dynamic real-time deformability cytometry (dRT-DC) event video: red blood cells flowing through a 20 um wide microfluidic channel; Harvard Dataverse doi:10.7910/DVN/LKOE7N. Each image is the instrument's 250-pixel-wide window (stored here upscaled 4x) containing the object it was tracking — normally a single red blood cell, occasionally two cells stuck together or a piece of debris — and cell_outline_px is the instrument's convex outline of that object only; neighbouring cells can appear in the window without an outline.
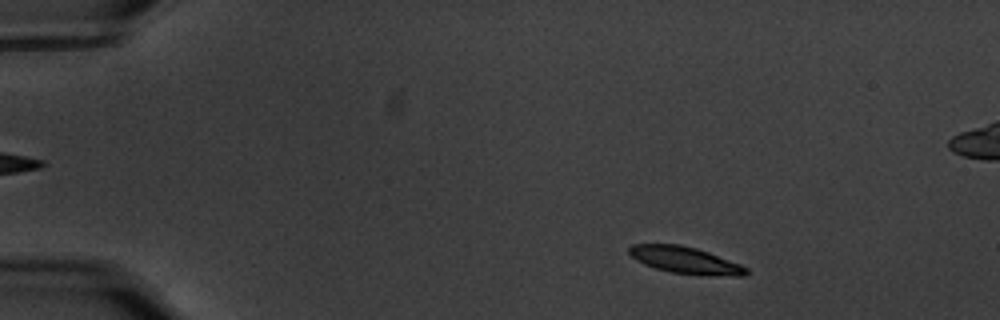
{"species": "common noctule bat (a hibernating species)", "species_latin": "Nyctalus noctula", "temperature_condition": "warm", "stored_images_in_passage": 56, "camera_frame_rate_fps": 3000, "um_per_image_px": 0.085, "animal": {"sex": "male", "body_mass_g": 20.1, "forearm_length_mm": 53.5}, "frame": {"image": 1, "passage_image": 6, "time_ms": 1.667, "image_size_px": [1000, 320], "cell_outline_px": [[748, 272], [744, 276], [700, 276], [672, 272], [656, 268], [644, 264], [636, 260], [628, 252], [628, 248], [632, 244], [680, 244], [696, 248], [708, 252], [740, 264], [748, 268]], "centroid_in_image_um": [58.27, 22.13], "position_along_channel_um": 26.7, "area_um2": 18.44}}
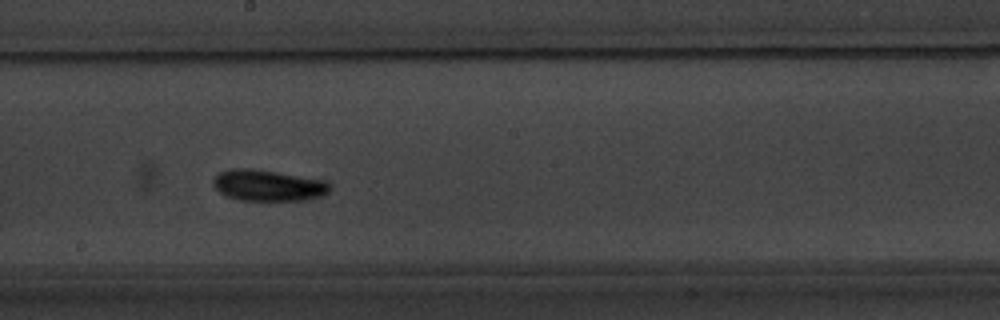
{"frame": {"image": 2, "passage_image": 30, "time_ms": 9.667, "image_size_px": [1000, 320], "cell_outline_px": [[332, 184], [328, 192], [320, 196], [304, 200], [240, 200], [228, 196], [220, 192], [212, 184], [212, 180], [220, 172], [232, 168], [248, 168], [276, 172], [324, 180]], "centroid_in_image_um": [22.78, 15.76], "position_along_channel_um": 225.4, "area_um2": 20.98}}
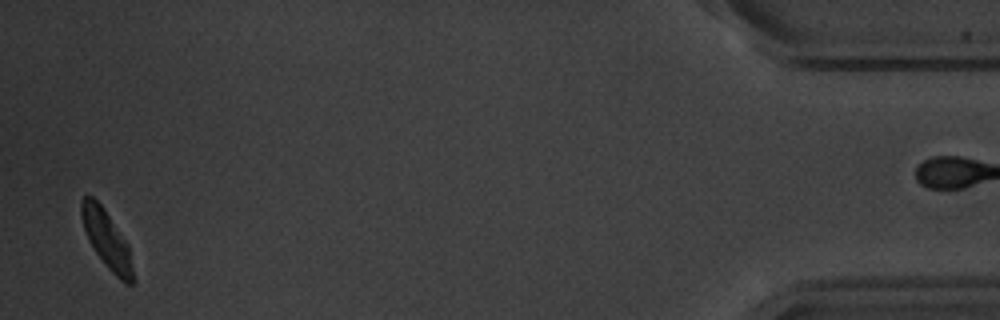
{"frame": {"image": 3, "passage_image": 54, "time_ms": 17.667, "image_size_px": [1000, 320], "cell_outline_px": [[136, 280], [132, 284], [128, 284], [120, 280], [108, 268], [96, 252], [88, 240], [80, 216], [80, 200], [84, 196], [92, 196], [100, 204], [128, 244]], "centroid_in_image_um": [9.08, 20.38], "position_along_channel_um": 426.1, "area_um2": 17.28}}